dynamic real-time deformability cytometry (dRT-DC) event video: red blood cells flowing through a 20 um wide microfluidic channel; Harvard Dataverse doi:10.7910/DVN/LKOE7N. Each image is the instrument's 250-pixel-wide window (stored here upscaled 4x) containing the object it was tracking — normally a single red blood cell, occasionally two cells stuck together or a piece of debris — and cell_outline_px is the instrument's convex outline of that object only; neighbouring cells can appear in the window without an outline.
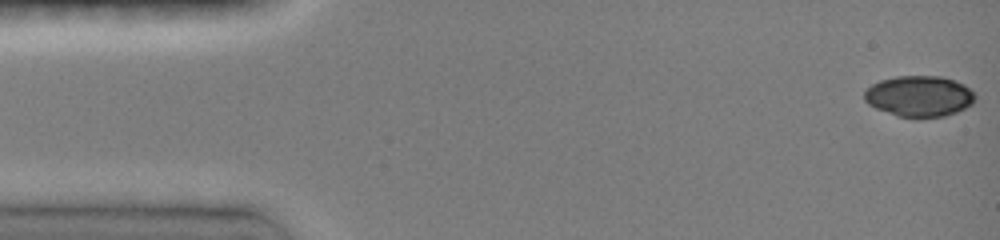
{"species": "common noctule bat (a hibernating species)", "species_latin": "Nyctalus noctula", "temperature_condition": "room temperature", "stored_images_in_passage": 59, "camera_frame_rate_fps": 3000, "um_per_image_px": 0.085, "animal": {"sex": "female", "body_mass_g": 19.0, "forearm_length_mm": 51.5}, "frame": {"image": 1, "passage_image": 1, "time_ms": 0.0, "image_size_px": [1000, 240], "cell_outline_px": [[976, 96], [972, 104], [956, 112], [944, 116], [896, 116], [876, 108], [868, 104], [864, 100], [864, 92], [872, 84], [880, 80], [896, 76], [940, 76], [956, 80], [964, 84]], "centroid_in_image_um": [78.12, 8.15], "position_along_channel_um": 6.9, "area_um2": 26.18}}
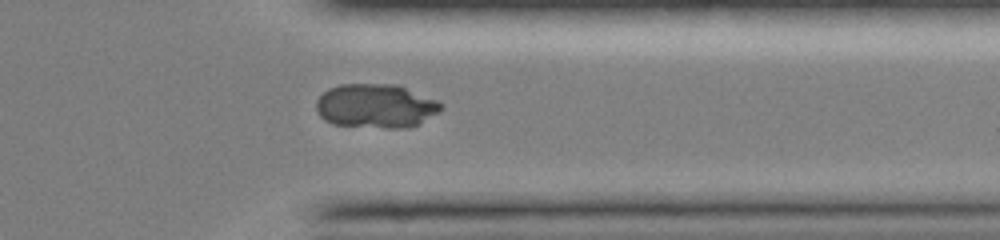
{"frame": {"image": 2, "passage_image": 45, "time_ms": 12.0, "image_size_px": [1000, 240], "cell_outline_px": [[444, 108], [440, 112], [420, 124], [408, 128], [388, 128], [332, 124], [324, 120], [320, 116], [316, 108], [316, 100], [328, 88], [340, 84], [400, 84], [436, 100], [444, 104]], "centroid_in_image_um": [31.98, 9.0], "position_along_channel_um": 379.4, "area_um2": 32.48}}
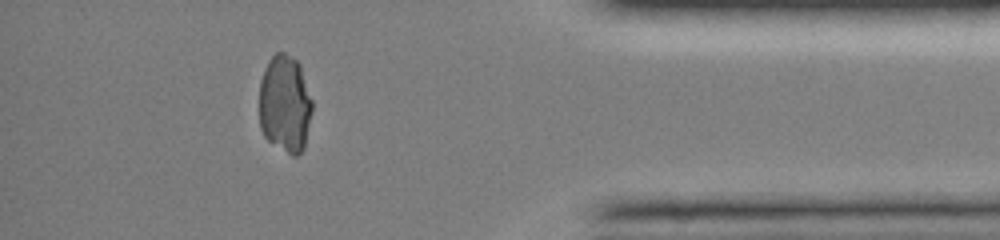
{"frame": {"image": 3, "passage_image": 52, "time_ms": 13.333, "image_size_px": [1000, 240], "cell_outline_px": [[312, 112], [304, 148], [296, 156], [292, 156], [268, 140], [264, 136], [260, 128], [260, 80], [264, 68], [268, 60], [276, 52], [284, 52], [296, 60], [300, 64], [312, 100]], "centroid_in_image_um": [24.22, 8.82], "position_along_channel_um": 411.0, "area_um2": 30.29}}